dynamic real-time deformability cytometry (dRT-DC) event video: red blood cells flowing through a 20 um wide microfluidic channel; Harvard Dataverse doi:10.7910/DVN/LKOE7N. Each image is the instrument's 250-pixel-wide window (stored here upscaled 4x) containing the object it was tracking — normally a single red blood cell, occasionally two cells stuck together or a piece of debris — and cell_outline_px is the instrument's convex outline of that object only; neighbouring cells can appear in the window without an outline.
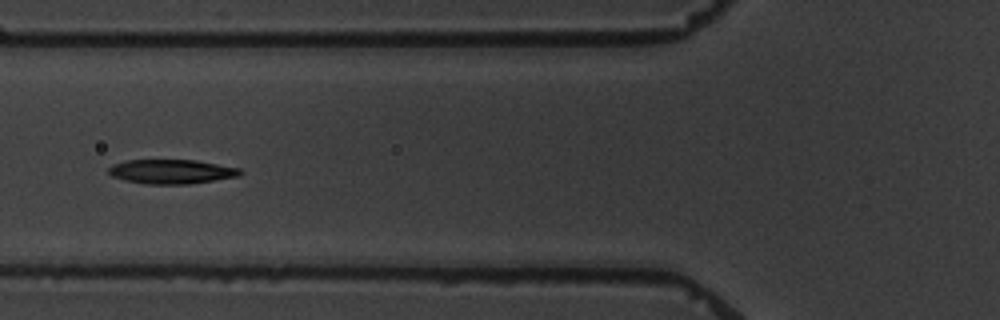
{"species": "common noctule bat (a hibernating species)", "species_latin": "Nyctalus noctula", "temperature_condition": "warm", "stored_images_in_passage": 11, "camera_frame_rate_fps": 3000, "um_per_image_px": 0.085, "animal": {"sex": "male", "body_mass_g": 19.5, "forearm_length_mm": 54.6}, "frame": {"image": 1, "passage_image": 3, "time_ms": 2.333, "image_size_px": [1000, 320], "cell_outline_px": [[244, 172], [240, 176], [188, 184], [148, 184], [128, 180], [112, 176], [108, 172], [108, 168], [112, 164], [128, 160], [196, 160], [240, 168]], "centroid_in_image_um": [14.61, 14.58], "position_along_channel_um": 111.2, "area_um2": 18.55}}
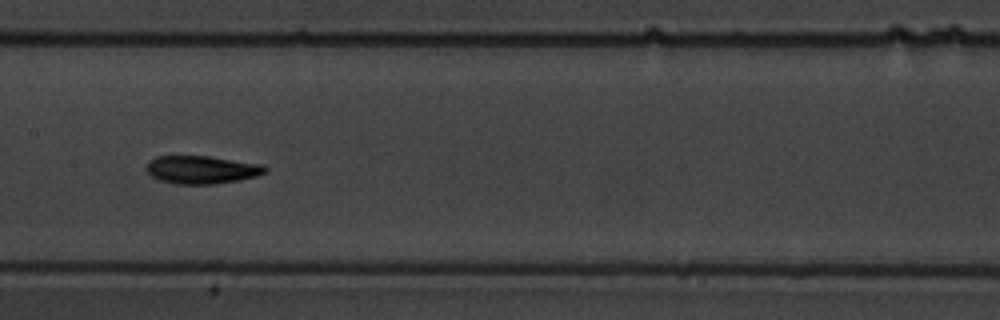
{"frame": {"image": 2, "passage_image": 5, "time_ms": 4.667, "image_size_px": [1000, 320], "cell_outline_px": [[268, 172], [256, 176], [240, 180], [212, 184], [176, 184], [160, 180], [152, 176], [144, 168], [148, 160], [156, 156], [208, 156], [264, 164], [268, 168]], "centroid_in_image_um": [17.15, 14.42], "position_along_channel_um": 190.2, "area_um2": 19.59}}
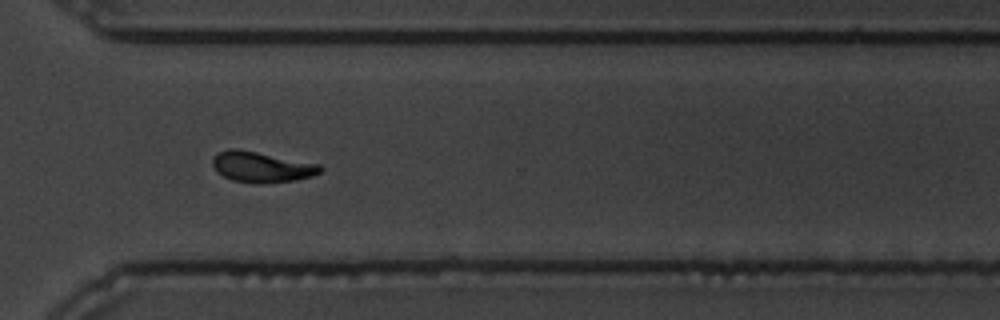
{"frame": {"image": 3, "passage_image": 9, "time_ms": 9.333, "image_size_px": [1000, 320], "cell_outline_px": [[324, 168], [320, 172], [312, 176], [296, 180], [256, 184], [252, 184], [232, 180], [216, 172], [212, 164], [212, 160], [220, 152], [228, 148], [236, 148], [320, 164]], "centroid_in_image_um": [22.23, 14.2], "position_along_channel_um": 348.4, "area_um2": 19.25}, "authors_computed_cell_mechanics": {"area_um2": 19.2474, "velocity_mm_per_s": 3.3956, "shape_relaxation_time_tau1_ms": 4.9031, "shape_relaxation_time_tau2_ms": 2.9756, "deformation_change_tau1": 0.1443, "deformation_change_tau2": 0.0828}}